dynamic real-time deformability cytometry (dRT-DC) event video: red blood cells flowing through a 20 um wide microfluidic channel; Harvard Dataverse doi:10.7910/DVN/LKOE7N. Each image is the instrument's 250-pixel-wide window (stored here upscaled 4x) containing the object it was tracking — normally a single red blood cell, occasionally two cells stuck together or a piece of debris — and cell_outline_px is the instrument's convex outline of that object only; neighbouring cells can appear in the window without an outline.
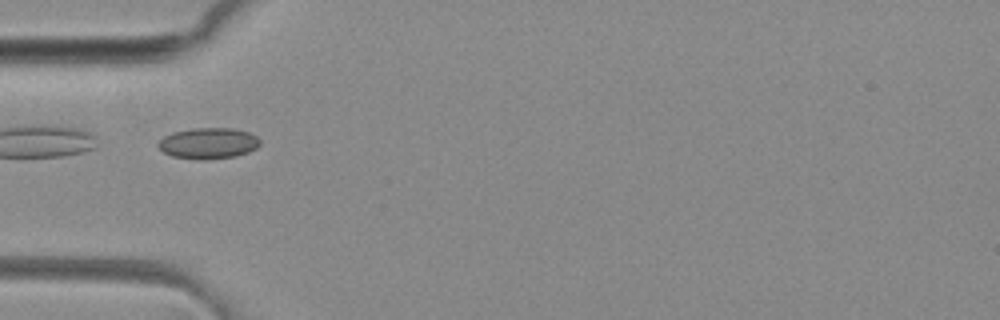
{"species": "common noctule bat (a hibernating species)", "species_latin": "Nyctalus noctula", "temperature_condition": "room temperature", "stored_images_in_passage": 4, "camera_frame_rate_fps": 3000, "um_per_image_px": 0.085, "animal": {"sex": "female", "body_mass_g": 29.2, "forearm_length_mm": 56.3}, "frame": {"image": 1, "passage_image": 1, "time_ms": 0.0, "image_size_px": [1000, 320], "cell_outline_px": [[260, 144], [256, 148], [248, 152], [236, 156], [204, 160], [172, 156], [164, 152], [156, 144], [164, 136], [172, 132], [192, 128], [232, 128], [248, 132], [256, 136], [260, 140]], "centroid_in_image_um": [17.71, 12.17], "position_along_channel_um": 67.3, "area_um2": 18.38}}